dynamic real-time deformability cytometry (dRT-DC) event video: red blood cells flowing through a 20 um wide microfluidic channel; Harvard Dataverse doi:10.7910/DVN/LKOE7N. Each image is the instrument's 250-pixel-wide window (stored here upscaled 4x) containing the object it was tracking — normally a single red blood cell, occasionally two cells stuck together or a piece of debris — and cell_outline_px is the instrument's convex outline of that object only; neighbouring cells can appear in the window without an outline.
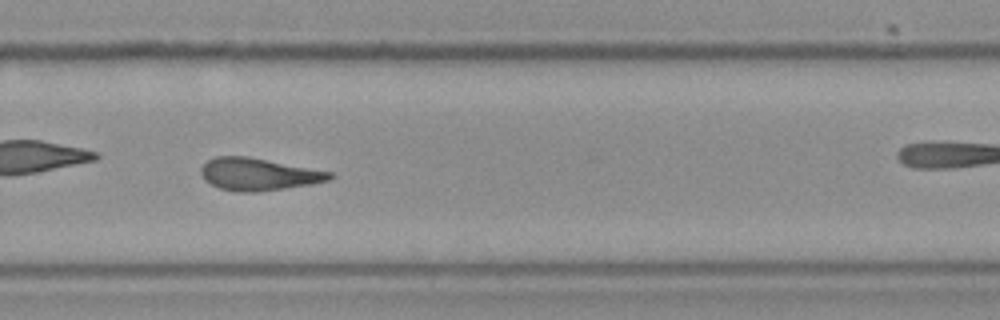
{"species": "Egyptian fruit bat (a non-hibernating species)", "species_latin": "Rousettus aegyptiacus", "temperature_condition": "cold", "stored_images_in_passage": 44, "camera_frame_rate_fps": 3000, "um_per_image_px": 0.085, "frame": {"image": 1, "passage_image": 32, "time_ms": 10.333, "image_size_px": [1000, 320], "cell_outline_px": [[336, 176], [328, 180], [312, 184], [256, 192], [236, 192], [220, 188], [204, 180], [200, 172], [200, 168], [208, 160], [216, 156], [248, 156], [332, 172]], "centroid_in_image_um": [21.96, 14.81], "position_along_channel_um": 307.8, "area_um2": 24.22}, "authors_computed_cell_mechanics": {"area_um2": 24.1893, "velocity_mm_per_s": 3.5868, "shape_relaxation_time_tau1_ms": null, "shape_relaxation_time_tau2_ms": 4.406, "deformation_change_tau1": null, "deformation_change_tau2": 0.1494}}